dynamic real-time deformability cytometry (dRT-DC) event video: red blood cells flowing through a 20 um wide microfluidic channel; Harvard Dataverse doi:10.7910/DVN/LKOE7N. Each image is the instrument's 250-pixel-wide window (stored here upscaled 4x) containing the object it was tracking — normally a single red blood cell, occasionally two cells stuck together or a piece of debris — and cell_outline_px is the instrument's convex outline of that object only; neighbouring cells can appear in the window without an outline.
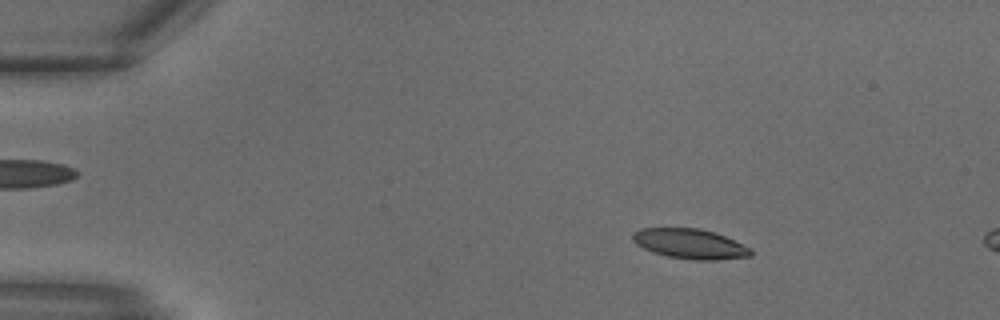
{"species": "common noctule bat (a hibernating species)", "species_latin": "Nyctalus noctula", "temperature_condition": "warm", "stored_images_in_passage": 9, "camera_frame_rate_fps": 3000, "um_per_image_px": 0.085, "animal": {"sex": "male", "body_mass_g": 18.8}, "frame": {"image": 1, "passage_image": 4, "time_ms": 1.0, "image_size_px": [1000, 320], "cell_outline_px": [[752, 256], [716, 260], [696, 260], [668, 256], [652, 252], [636, 244], [632, 240], [632, 232], [640, 228], [700, 228], [724, 236], [752, 248]], "centroid_in_image_um": [58.64, 20.72], "position_along_channel_um": 26.4, "area_um2": 20.58}}